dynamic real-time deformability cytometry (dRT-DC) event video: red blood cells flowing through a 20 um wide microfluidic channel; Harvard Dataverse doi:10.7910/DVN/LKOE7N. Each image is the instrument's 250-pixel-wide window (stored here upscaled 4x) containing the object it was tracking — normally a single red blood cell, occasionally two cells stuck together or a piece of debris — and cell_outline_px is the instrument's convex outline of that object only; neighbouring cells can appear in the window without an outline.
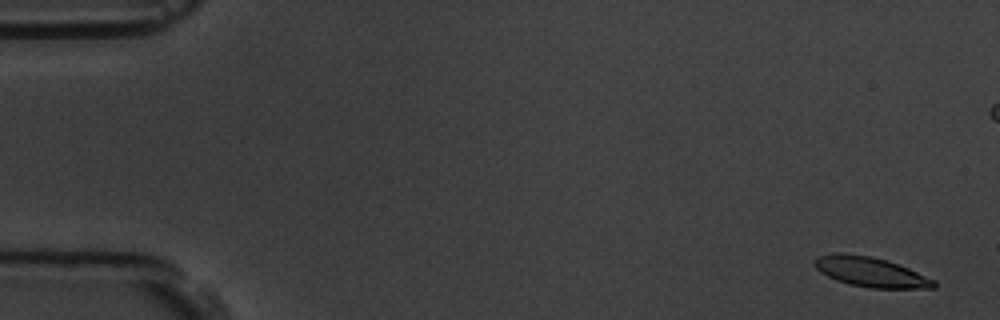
{"species": "common noctule bat (a hibernating species)", "species_latin": "Nyctalus noctula", "temperature_condition": "room temperature", "stored_images_in_passage": 59, "camera_frame_rate_fps": 3000, "um_per_image_px": 0.085, "animal": {"sex": "male", "body_mass_g": 19.5, "forearm_length_mm": 54.6}, "frame": {"image": 1, "passage_image": 2, "time_ms": 0.333, "image_size_px": [1000, 320], "cell_outline_px": [[936, 288], [868, 288], [836, 280], [820, 272], [812, 264], [816, 256], [832, 252], [844, 252], [872, 256], [888, 260], [908, 268], [936, 280]], "centroid_in_image_um": [73.97, 23.09], "position_along_channel_um": 11.0, "area_um2": 21.04}}
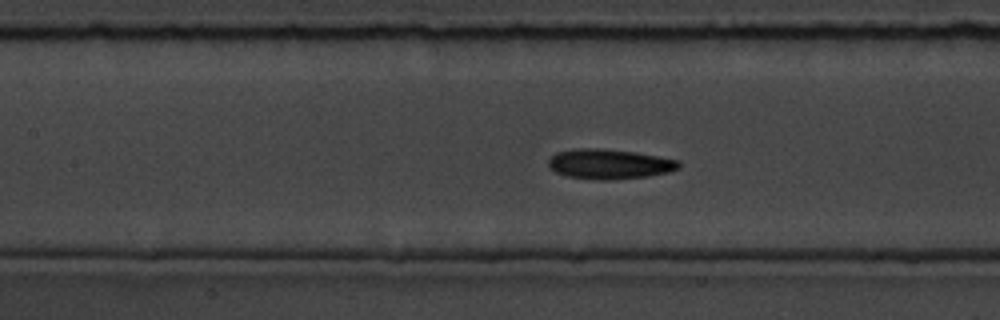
{"frame": {"image": 2, "passage_image": 26, "time_ms": 8.333, "image_size_px": [1000, 320], "cell_outline_px": [[680, 168], [668, 172], [648, 176], [608, 180], [596, 180], [568, 176], [556, 172], [548, 164], [548, 160], [556, 152], [580, 148], [600, 148], [636, 152], [680, 160]], "centroid_in_image_um": [51.82, 13.94], "position_along_channel_um": 155.6, "area_um2": 22.72}}
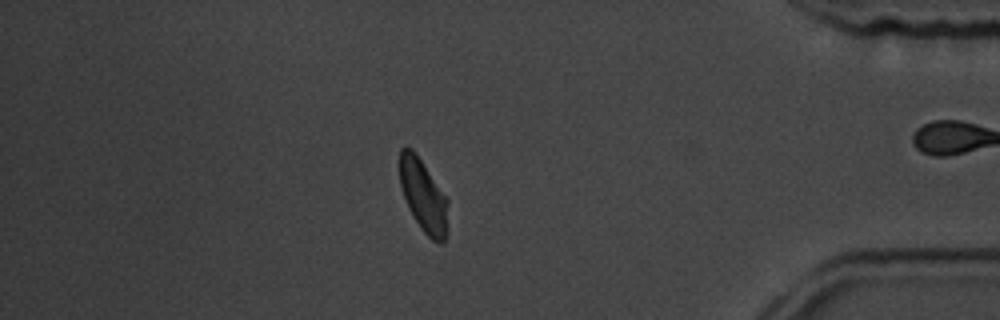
{"frame": {"image": 3, "passage_image": 50, "time_ms": 16.333, "image_size_px": [1000, 320], "cell_outline_px": [[448, 232], [444, 244], [440, 244], [432, 240], [420, 228], [408, 208], [400, 188], [396, 160], [400, 148], [404, 144], [412, 148], [416, 152], [448, 200]], "centroid_in_image_um": [35.94, 16.59], "position_along_channel_um": 399.3, "area_um2": 21.44}, "authors_computed_cell_mechanics": {"area_um2": 21.6172, "velocity_mm_per_s": 3.5035, "shape_relaxation_time_tau1_ms": 3.6846, "shape_relaxation_time_tau2_ms": 3.5263, "deformation_change_tau1": 0.1418, "deformation_change_tau2": 0.104}}